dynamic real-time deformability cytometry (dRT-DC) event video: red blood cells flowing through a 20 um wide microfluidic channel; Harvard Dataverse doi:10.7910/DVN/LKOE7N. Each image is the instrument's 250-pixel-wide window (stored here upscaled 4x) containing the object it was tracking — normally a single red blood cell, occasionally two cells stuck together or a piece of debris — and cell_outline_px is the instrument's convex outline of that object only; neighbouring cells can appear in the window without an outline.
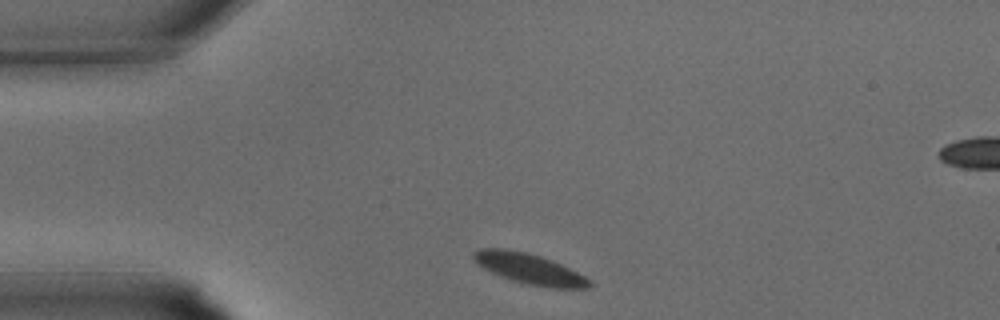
{"species": "common noctule bat (a hibernating species)", "species_latin": "Nyctalus noctula", "temperature_condition": "warm", "stored_images_in_passage": 4, "camera_frame_rate_fps": 3000, "um_per_image_px": 0.085, "animal": {"sex": "male", "body_mass_g": 15.6}, "frame": {"image": 1, "passage_image": 1, "time_ms": 0.0, "image_size_px": [1000, 320], "cell_outline_px": [[592, 284], [588, 288], [552, 288], [524, 284], [512, 280], [492, 272], [484, 268], [472, 256], [472, 252], [480, 248], [504, 248], [528, 252], [552, 260], [592, 280]], "centroid_in_image_um": [45.01, 22.84], "position_along_channel_um": 40.0, "area_um2": 20.46}}